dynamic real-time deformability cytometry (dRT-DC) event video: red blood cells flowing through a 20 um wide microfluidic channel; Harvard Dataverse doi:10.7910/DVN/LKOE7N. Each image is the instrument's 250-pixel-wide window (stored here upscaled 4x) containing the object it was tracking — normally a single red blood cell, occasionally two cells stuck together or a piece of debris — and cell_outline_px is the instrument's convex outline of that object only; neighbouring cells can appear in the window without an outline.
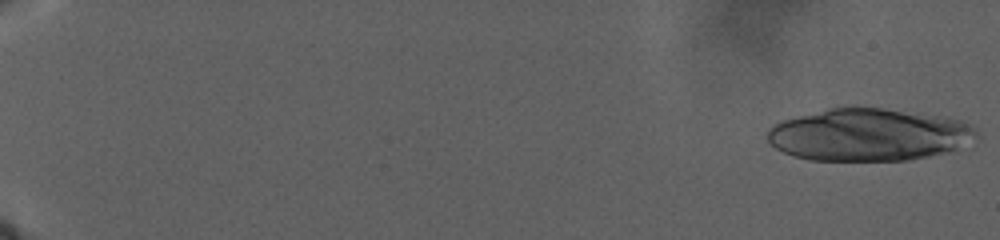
{"species": "human", "species_latin": "Homo sapiens", "temperature_condition": "warm", "stored_images_in_passage": 97, "camera_frame_rate_fps": 3000, "um_per_image_px": 0.085, "donor": {"sex": "male"}, "frame": {"image": 1, "passage_image": 1, "time_ms": 0.0, "image_size_px": [1000, 240], "cell_outline_px": [[980, 136], [948, 152], [908, 160], [812, 160], [796, 156], [784, 152], [776, 148], [768, 140], [768, 128], [784, 120], [828, 108], [856, 104], [884, 108], [936, 116], [960, 120], [976, 128]], "centroid_in_image_um": [73.84, 11.43], "position_along_channel_um": 11.2, "area_um2": 63.81}}
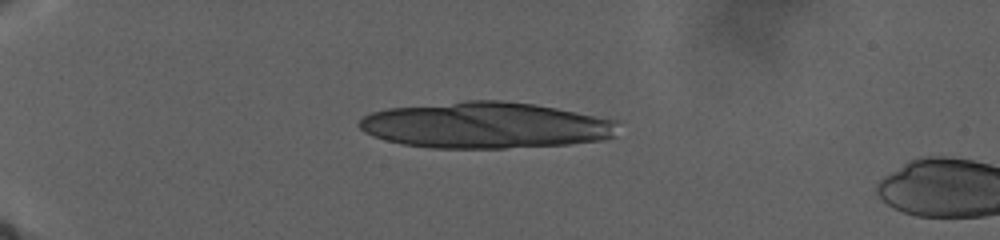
{"frame": {"image": 2, "passage_image": 75, "time_ms": 11.0, "image_size_px": [1000, 240], "cell_outline_px": [[616, 136], [604, 140], [568, 144], [504, 148], [432, 148], [404, 144], [372, 136], [364, 132], [356, 124], [364, 116], [372, 112], [388, 108], [468, 100], [500, 100], [536, 104], [616, 120]], "centroid_in_image_um": [41.26, 10.65], "position_along_channel_um": 43.7, "area_um2": 69.71}}